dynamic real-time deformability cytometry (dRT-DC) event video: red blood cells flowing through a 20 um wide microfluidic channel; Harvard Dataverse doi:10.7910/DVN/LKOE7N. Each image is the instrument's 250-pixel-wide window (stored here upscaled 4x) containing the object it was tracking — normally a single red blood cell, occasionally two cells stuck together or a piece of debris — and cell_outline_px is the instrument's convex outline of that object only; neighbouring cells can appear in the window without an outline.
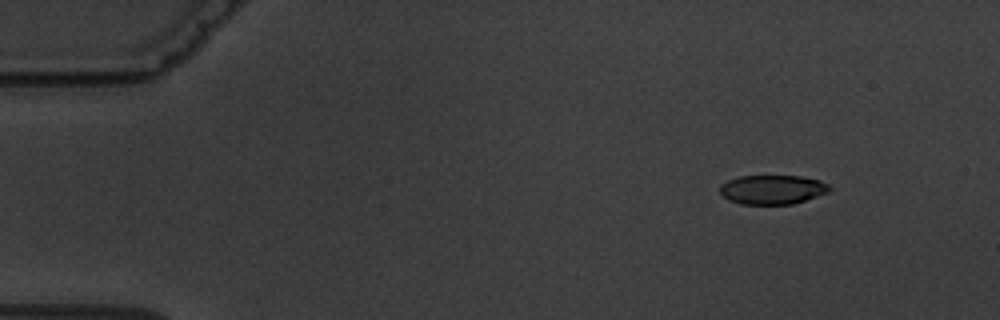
{"species": "common noctule bat (a hibernating species)", "species_latin": "Nyctalus noctula", "temperature_condition": "warm", "stored_images_in_passage": 3, "camera_frame_rate_fps": 3000, "um_per_image_px": 0.085, "animal": {"sex": "male", "body_mass_g": 19.5, "forearm_length_mm": 54.6}, "frame": {"image": 1, "passage_image": 1, "time_ms": 0.0, "image_size_px": [1000, 320], "cell_outline_px": [[832, 188], [828, 192], [792, 204], [740, 204], [728, 200], [720, 192], [720, 184], [728, 180], [740, 176], [800, 176], [820, 180], [828, 184]], "centroid_in_image_um": [65.64, 16.11], "position_along_channel_um": 19.4, "area_um2": 18.61}}